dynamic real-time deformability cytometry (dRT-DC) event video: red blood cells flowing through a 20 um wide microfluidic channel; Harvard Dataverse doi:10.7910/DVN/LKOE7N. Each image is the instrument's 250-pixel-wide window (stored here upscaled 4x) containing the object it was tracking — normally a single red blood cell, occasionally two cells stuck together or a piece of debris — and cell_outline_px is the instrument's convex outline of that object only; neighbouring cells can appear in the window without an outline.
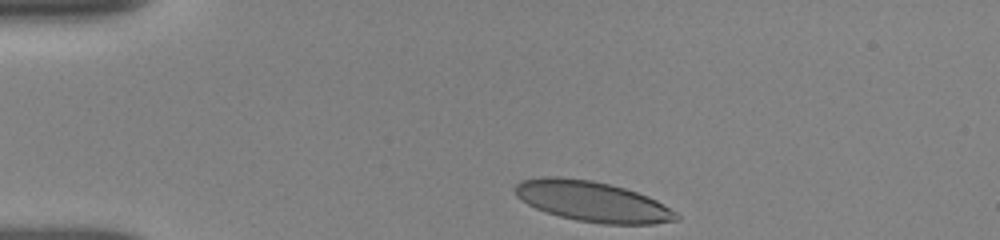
{"species": "human", "species_latin": "Homo sapiens", "temperature_condition": "room temperature", "stored_images_in_passage": 30, "camera_frame_rate_fps": 3000, "um_per_image_px": 0.085, "donor": {"sex": "female"}, "frame": {"image": 1, "passage_image": 1, "time_ms": 0.0, "image_size_px": [1000, 240], "cell_outline_px": [[680, 220], [652, 224], [604, 224], [576, 220], [560, 216], [536, 208], [528, 204], [516, 196], [512, 188], [520, 180], [544, 176], [552, 176], [592, 180], [624, 188], [648, 196], [656, 200], [676, 212], [680, 216]], "centroid_in_image_um": [50.34, 17.12], "position_along_channel_um": 34.7, "area_um2": 37.92}}
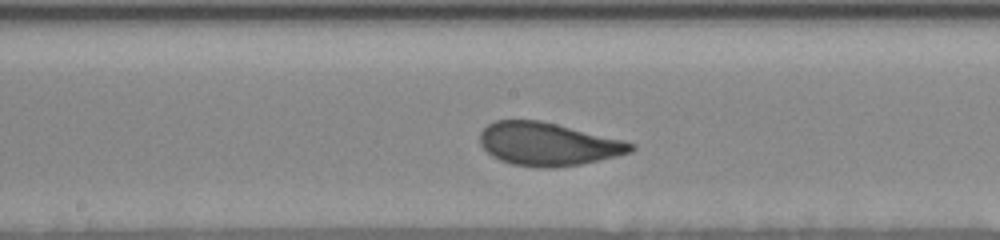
{"frame": {"image": 2, "passage_image": 18, "time_ms": 5.667, "image_size_px": [1000, 240], "cell_outline_px": [[636, 148], [632, 152], [600, 160], [580, 164], [552, 168], [540, 168], [512, 164], [500, 160], [492, 156], [480, 144], [480, 132], [488, 124], [496, 120], [536, 120], [556, 124], [624, 140], [636, 144]], "centroid_in_image_um": [46.59, 12.25], "position_along_channel_um": 201.6, "area_um2": 37.8}}
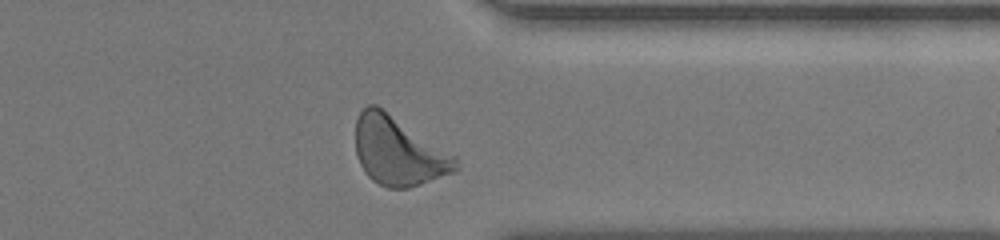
{"frame": {"image": 3, "passage_image": 30, "time_ms": 10.333, "image_size_px": [1000, 240], "cell_outline_px": [[460, 168], [456, 172], [408, 188], [388, 188], [372, 180], [368, 176], [360, 164], [356, 156], [356, 120], [360, 112], [368, 104], [376, 104], [456, 156]], "centroid_in_image_um": [33.87, 12.86], "position_along_channel_um": 377.5, "area_um2": 39.94}, "authors_computed_cell_mechanics": {"area_um2": 37.8879, "velocity_mm_per_s": 3.82, "shape_relaxation_time_tau1_ms": 2.426, "shape_relaxation_time_tau2_ms": null, "deformation_change_tau1": 0.1287, "deformation_change_tau2": null}}